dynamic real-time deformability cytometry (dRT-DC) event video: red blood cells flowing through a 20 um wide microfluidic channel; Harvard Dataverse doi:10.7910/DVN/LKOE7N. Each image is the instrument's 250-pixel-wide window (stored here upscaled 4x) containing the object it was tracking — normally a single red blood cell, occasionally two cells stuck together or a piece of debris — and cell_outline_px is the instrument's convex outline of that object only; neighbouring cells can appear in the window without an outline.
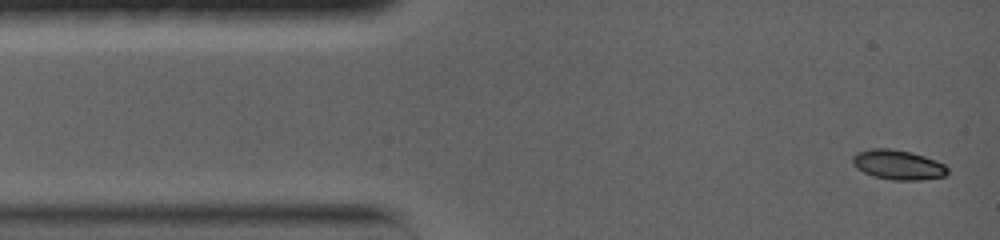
{"species": "common noctule bat (a hibernating species)", "species_latin": "Nyctalus noctula", "temperature_condition": "warm", "stored_images_in_passage": 29, "camera_frame_rate_fps": 5000, "um_per_image_px": 0.085, "animal": {"sex": "female", "body_mass_g": 19.0, "forearm_length_mm": 56.7}, "frame": {"image": 1, "passage_image": 1, "time_ms": 0.0, "image_size_px": [1000, 240], "cell_outline_px": [[948, 172], [944, 176], [920, 180], [892, 180], [872, 176], [856, 168], [852, 164], [852, 156], [856, 152], [872, 148], [892, 148], [912, 152], [936, 160], [944, 164], [948, 168]], "centroid_in_image_um": [76.3, 14.0], "position_along_channel_um": 8.7, "area_um2": 16.65}}
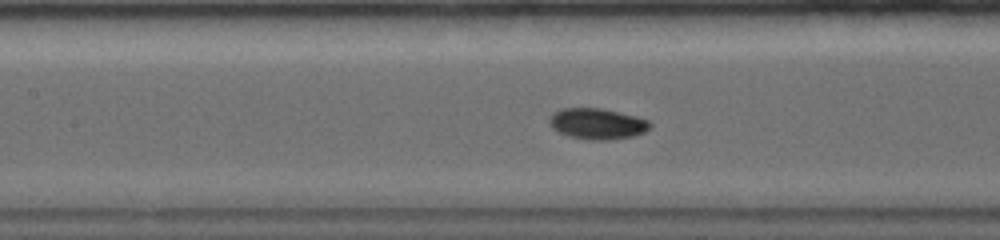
{"frame": {"image": 2, "passage_image": 11, "time_ms": 5.8, "image_size_px": [1000, 240], "cell_outline_px": [[652, 124], [644, 132], [632, 136], [608, 140], [592, 140], [568, 136], [552, 128], [548, 120], [552, 112], [560, 108], [600, 108], [636, 116], [648, 120]], "centroid_in_image_um": [50.73, 10.51], "position_along_channel_um": 156.7, "area_um2": 18.09}}
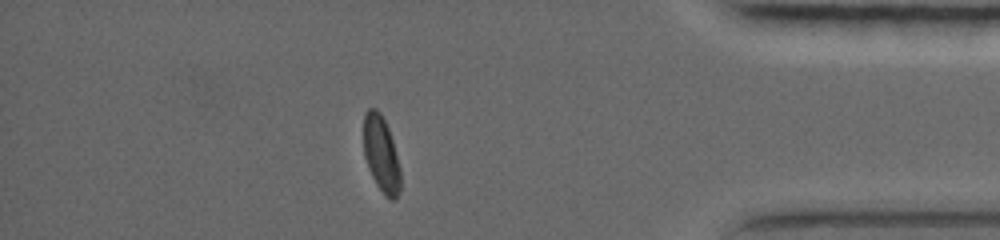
{"frame": {"image": 3, "passage_image": 26, "time_ms": 13.2, "image_size_px": [1000, 240], "cell_outline_px": [[400, 192], [396, 200], [392, 200], [384, 196], [376, 184], [368, 168], [364, 156], [364, 112], [368, 108], [376, 108], [380, 112], [388, 128], [392, 140], [400, 168]], "centroid_in_image_um": [32.4, 13.12], "position_along_channel_um": 402.8, "area_um2": 16.42}, "authors_computed_cell_mechanics": {"area_um2": 17.1666, "velocity_mm_per_s": 3.7703, "shape_relaxation_time_tau1_ms": 3.1331, "shape_relaxation_time_tau2_ms": null, "deformation_change_tau1": 0.141, "deformation_change_tau2": null}}